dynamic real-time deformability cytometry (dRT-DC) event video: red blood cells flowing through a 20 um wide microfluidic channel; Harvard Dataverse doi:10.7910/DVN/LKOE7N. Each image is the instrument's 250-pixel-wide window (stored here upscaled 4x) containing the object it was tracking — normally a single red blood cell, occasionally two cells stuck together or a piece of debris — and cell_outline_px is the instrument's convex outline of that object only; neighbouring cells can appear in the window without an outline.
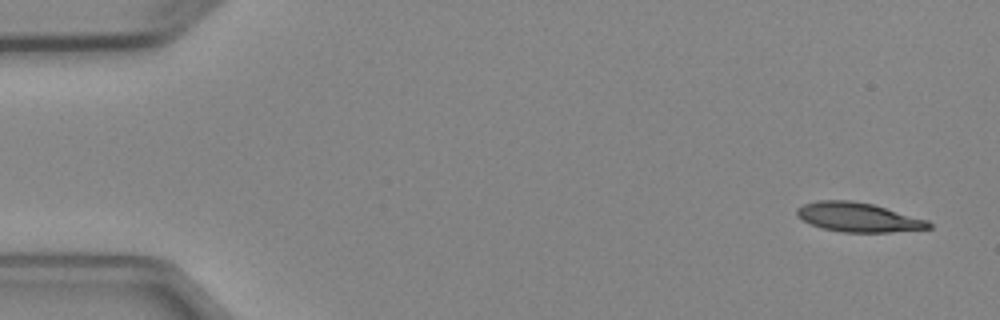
{"species": "Egyptian fruit bat (a non-hibernating species)", "species_latin": "Rousettus aegyptiacus", "temperature_condition": "cold", "stored_images_in_passage": 6, "camera_frame_rate_fps": 3000, "um_per_image_px": 0.085, "animal": {"sex": "female"}, "frame": {"image": 1, "passage_image": 1, "time_ms": 0.0, "image_size_px": [1000, 320], "cell_outline_px": [[932, 228], [888, 232], [840, 232], [820, 228], [804, 220], [796, 212], [796, 208], [804, 204], [816, 200], [852, 200], [872, 204], [928, 220], [932, 224]], "centroid_in_image_um": [72.95, 18.46], "position_along_channel_um": 12.1, "area_um2": 22.37}}
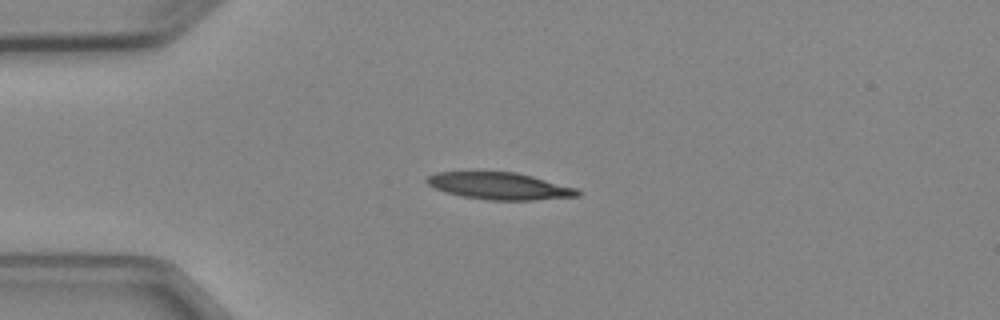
{"frame": {"image": 2, "passage_image": 4, "time_ms": 3.333, "image_size_px": [1000, 320], "cell_outline_px": [[580, 196], [532, 200], [488, 200], [464, 196], [444, 192], [428, 184], [424, 180], [428, 176], [436, 172], [516, 172], [532, 176], [576, 188], [580, 192]], "centroid_in_image_um": [42.45, 15.81], "position_along_channel_um": 42.5, "area_um2": 23.52}}